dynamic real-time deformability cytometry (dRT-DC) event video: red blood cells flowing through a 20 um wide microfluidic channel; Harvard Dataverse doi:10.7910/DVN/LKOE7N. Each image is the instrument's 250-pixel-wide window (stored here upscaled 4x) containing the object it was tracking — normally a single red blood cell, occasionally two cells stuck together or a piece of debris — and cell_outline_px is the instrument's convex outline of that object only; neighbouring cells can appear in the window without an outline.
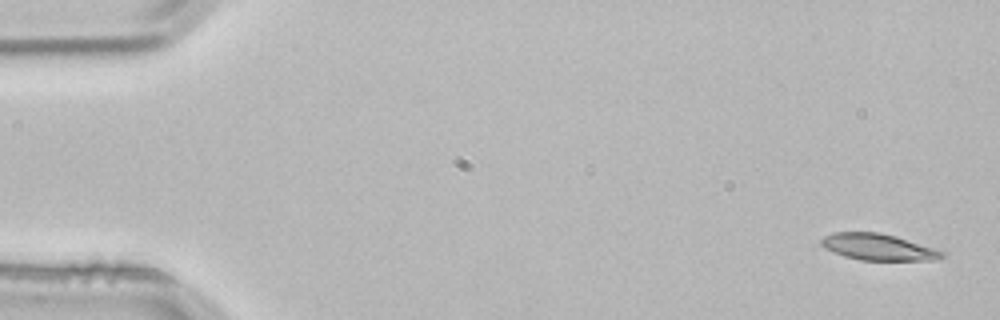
{"species": "common noctule bat (a hibernating species)", "species_latin": "Nyctalus noctula", "temperature_condition": "room temperature", "stored_images_in_passage": 4, "camera_frame_rate_fps": 3000, "um_per_image_px": 0.085, "animal": {"sex": "male", "body_mass_g": 21.5, "forearm_length_mm": 52.0}, "frame": {"image": 1, "passage_image": 1, "time_ms": 0.0, "image_size_px": [1000, 320], "cell_outline_px": [[944, 256], [940, 260], [860, 260], [844, 256], [824, 248], [820, 244], [820, 240], [824, 236], [832, 232], [880, 232], [896, 236], [944, 252]], "centroid_in_image_um": [74.6, 20.99], "position_along_channel_um": 10.4, "area_um2": 18.55}}
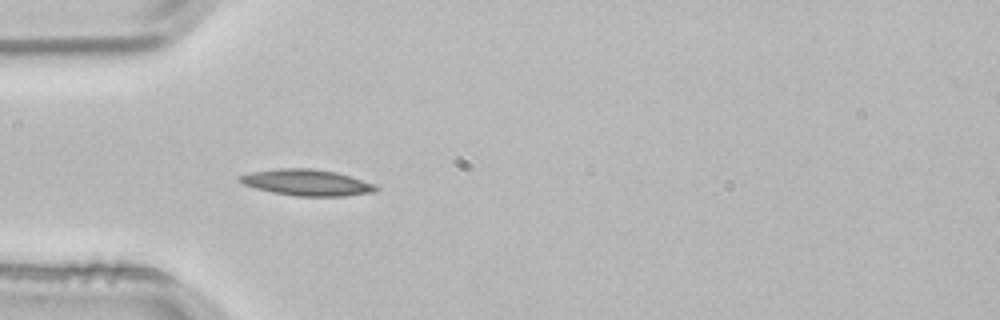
{"frame": {"image": 2, "passage_image": 4, "time_ms": 1.0, "image_size_px": [1000, 320], "cell_outline_px": [[380, 188], [376, 192], [344, 196], [296, 196], [272, 192], [256, 188], [244, 184], [236, 180], [236, 176], [252, 172], [276, 168], [308, 168], [336, 172], [372, 184]], "centroid_in_image_um": [26.02, 15.52], "position_along_channel_um": 59.0, "area_um2": 20.69}}